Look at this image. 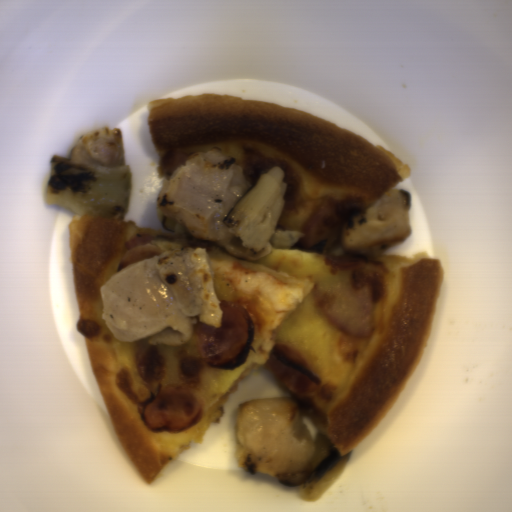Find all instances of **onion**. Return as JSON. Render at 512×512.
<instances>
[{
    "label": "onion",
    "mask_w": 512,
    "mask_h": 512,
    "mask_svg": "<svg viewBox=\"0 0 512 512\" xmlns=\"http://www.w3.org/2000/svg\"><path fill=\"white\" fill-rule=\"evenodd\" d=\"M314 306L323 319L355 337L368 338L374 325L369 291L343 282L313 285Z\"/></svg>",
    "instance_id": "onion-1"
}]
</instances>
